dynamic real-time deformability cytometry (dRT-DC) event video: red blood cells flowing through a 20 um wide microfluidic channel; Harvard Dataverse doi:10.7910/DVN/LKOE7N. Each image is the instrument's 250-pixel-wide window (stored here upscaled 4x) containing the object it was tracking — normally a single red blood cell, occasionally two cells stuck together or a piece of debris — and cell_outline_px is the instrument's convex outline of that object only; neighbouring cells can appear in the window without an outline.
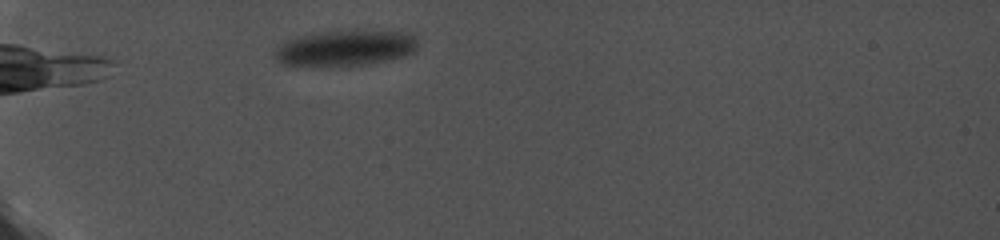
{"species": "common noctule bat (a hibernating species)", "species_latin": "Nyctalus noctula", "temperature_condition": "cold", "stored_images_in_passage": 29, "camera_frame_rate_fps": 5000, "um_per_image_px": 0.085, "animal": {"sex": "female", "body_mass_g": 19.0, "forearm_length_mm": 56.7}, "frame": {"image": 1, "passage_image": 5, "time_ms": 0.8, "image_size_px": [1000, 240], "cell_outline_px": [[420, 48], [416, 52], [404, 56], [388, 60], [368, 64], [328, 68], [320, 68], [280, 64], [272, 56], [272, 52], [284, 40], [296, 36], [312, 32], [344, 28], [364, 28], [412, 32], [416, 36]], "centroid_in_image_um": [29.35, 4.05], "position_along_channel_um": 55.7, "area_um2": 32.54}}
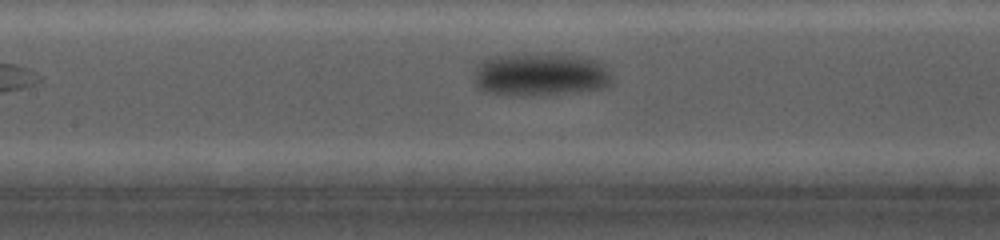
{"frame": {"image": 2, "passage_image": 17, "time_ms": 3.2, "image_size_px": [1000, 240], "cell_outline_px": [[612, 84], [604, 88], [580, 92], [532, 96], [524, 96], [484, 92], [472, 80], [476, 64], [480, 60], [492, 56], [580, 56], [596, 60], [604, 64], [608, 68], [612, 80]], "centroid_in_image_um": [45.93, 6.38], "position_along_channel_um": 161.5, "area_um2": 34.51}}
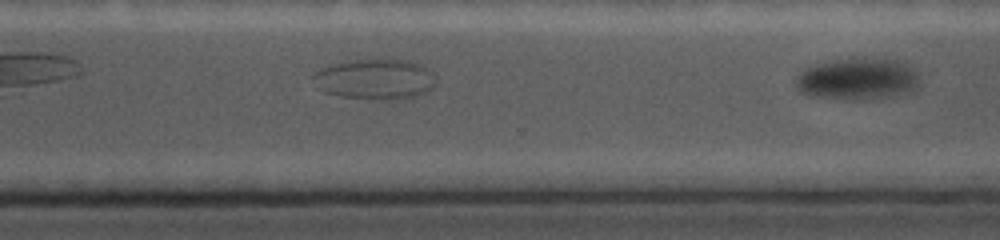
{"frame": {"image": 3, "passage_image": 29, "time_ms": 5.6, "image_size_px": [1000, 240], "cell_outline_px": [[920, 80], [912, 92], [888, 96], [856, 100], [852, 100], [812, 96], [800, 92], [796, 88], [796, 76], [800, 72], [816, 64], [836, 60], [896, 60], [912, 68], [916, 72]], "centroid_in_image_um": [72.87, 6.75], "position_along_channel_um": 297.7, "area_um2": 29.3}}